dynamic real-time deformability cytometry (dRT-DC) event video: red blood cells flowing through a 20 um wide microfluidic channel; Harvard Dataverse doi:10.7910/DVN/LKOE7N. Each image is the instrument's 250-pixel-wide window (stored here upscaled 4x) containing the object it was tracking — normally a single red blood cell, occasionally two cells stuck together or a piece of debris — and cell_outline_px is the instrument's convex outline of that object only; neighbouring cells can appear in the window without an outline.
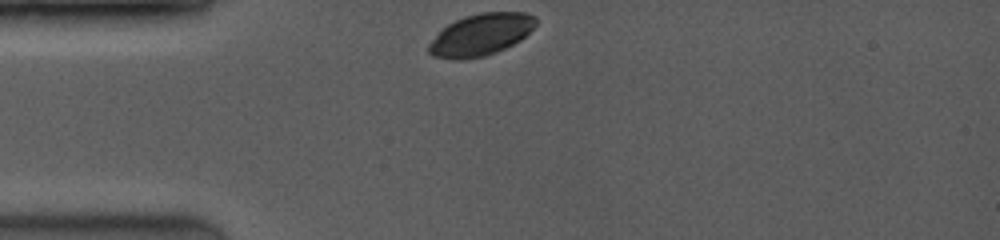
{"species": "common noctule bat (a hibernating species)", "species_latin": "Nyctalus noctula", "temperature_condition": "room temperature", "stored_images_in_passage": 2, "camera_frame_rate_fps": 3500, "um_per_image_px": 0.085, "animal": {"sex": "female", "body_mass_g": 19.0, "forearm_length_mm": 53.3}, "frame": {"image": 1, "passage_image": 1, "time_ms": 0.0, "image_size_px": [1000, 240], "cell_outline_px": [[536, 24], [520, 40], [496, 52], [484, 56], [460, 60], [456, 60], [432, 56], [428, 52], [428, 44], [448, 24], [464, 16], [480, 12], [528, 12], [536, 16]], "centroid_in_image_um": [40.87, 2.94], "position_along_channel_um": 44.1, "area_um2": 25.95}}